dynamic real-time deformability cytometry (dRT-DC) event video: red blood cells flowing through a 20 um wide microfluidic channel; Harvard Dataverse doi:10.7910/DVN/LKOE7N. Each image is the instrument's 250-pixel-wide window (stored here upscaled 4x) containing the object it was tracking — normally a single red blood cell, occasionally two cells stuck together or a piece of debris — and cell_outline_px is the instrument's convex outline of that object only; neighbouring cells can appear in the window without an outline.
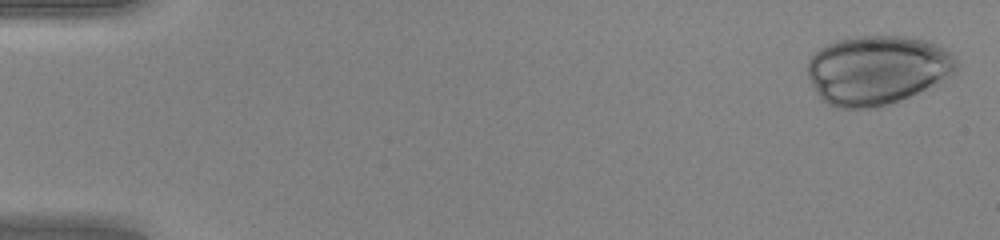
{"species": "human", "species_latin": "Homo sapiens", "temperature_condition": "warm", "stored_images_in_passage": 49, "camera_frame_rate_fps": 3000, "um_per_image_px": 0.085, "donor": {"sex": "female"}, "frame": {"image": 1, "passage_image": 2, "time_ms": 0.333, "image_size_px": [1000, 240], "cell_outline_px": [[960, 64], [956, 72], [900, 100], [876, 108], [836, 108], [820, 100], [808, 76], [808, 60], [820, 48], [836, 40], [864, 36], [904, 36], [932, 40], [944, 48]], "centroid_in_image_um": [74.54, 5.94], "position_along_channel_um": 10.5, "area_um2": 59.82}}
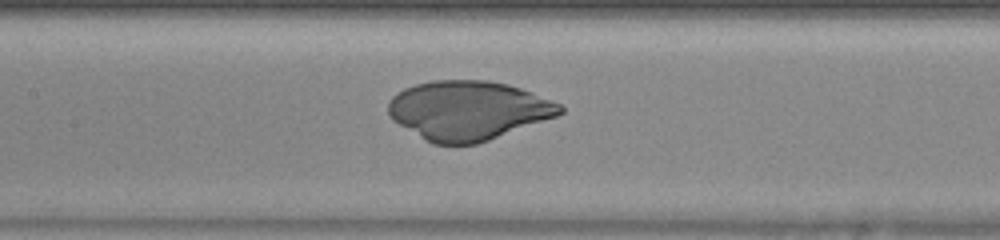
{"frame": {"image": 2, "passage_image": 24, "time_ms": 7.667, "image_size_px": [1000, 240], "cell_outline_px": [[564, 112], [556, 116], [488, 140], [476, 144], [432, 144], [392, 120], [388, 112], [388, 100], [396, 92], [404, 88], [416, 84], [432, 80], [488, 80], [508, 84], [520, 88], [560, 104], [564, 108]], "centroid_in_image_um": [39.75, 9.37], "position_along_channel_um": 167.7, "area_um2": 58.9}}
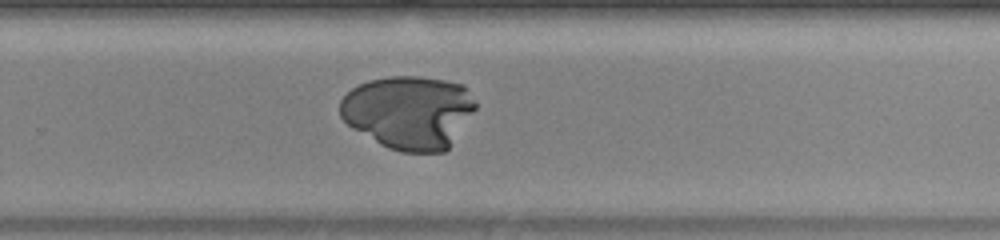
{"frame": {"image": 3, "passage_image": 33, "time_ms": 10.667, "image_size_px": [1000, 240], "cell_outline_px": [[476, 108], [448, 148], [444, 152], [400, 152], [388, 148], [380, 144], [352, 128], [340, 116], [340, 100], [352, 88], [368, 80], [388, 76], [420, 76], [444, 80], [464, 84], [476, 104]], "centroid_in_image_um": [34.74, 9.52], "position_along_channel_um": 295.1, "area_um2": 57.86}}